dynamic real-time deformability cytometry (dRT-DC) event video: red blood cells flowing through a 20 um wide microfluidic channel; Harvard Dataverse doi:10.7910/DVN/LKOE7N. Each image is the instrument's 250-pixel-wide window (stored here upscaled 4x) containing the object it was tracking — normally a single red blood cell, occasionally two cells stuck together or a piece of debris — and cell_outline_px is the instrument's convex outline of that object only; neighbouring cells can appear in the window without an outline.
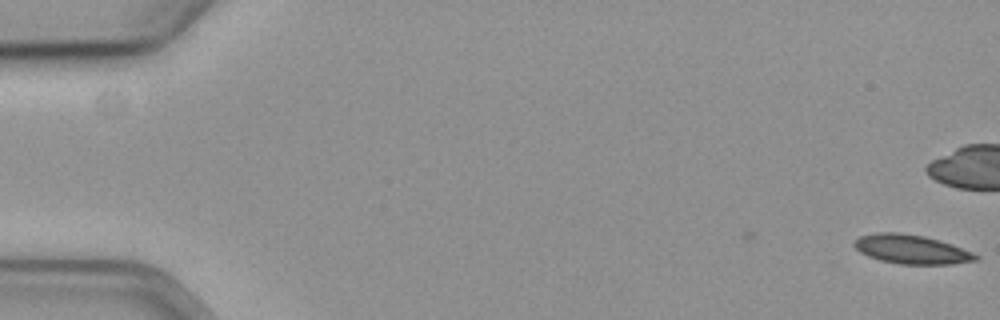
{"species": "common noctule bat (a hibernating species)", "species_latin": "Nyctalus noctula", "temperature_condition": "cold", "stored_images_in_passage": 7, "camera_frame_rate_fps": 3000, "um_per_image_px": 0.085, "animal": {"sex": "female", "body_mass_g": 19.3, "forearm_length_mm": 54.1}, "frame": {"image": 1, "passage_image": 1, "time_ms": 0.0, "image_size_px": [1000, 320], "cell_outline_px": [[980, 260], [952, 264], [900, 264], [880, 260], [868, 256], [860, 252], [852, 244], [860, 236], [876, 232], [896, 232], [924, 236], [940, 240], [952, 244], [972, 252], [980, 256]], "centroid_in_image_um": [77.5, 21.19], "position_along_channel_um": 7.5, "area_um2": 20.63}}